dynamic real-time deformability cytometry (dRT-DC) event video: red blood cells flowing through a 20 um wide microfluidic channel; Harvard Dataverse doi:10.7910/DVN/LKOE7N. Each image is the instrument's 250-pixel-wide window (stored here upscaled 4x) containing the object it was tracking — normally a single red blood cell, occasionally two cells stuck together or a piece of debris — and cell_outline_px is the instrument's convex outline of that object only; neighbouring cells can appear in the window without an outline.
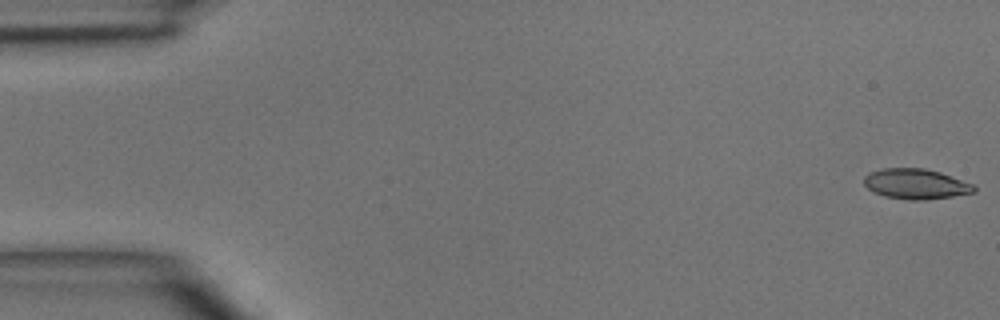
{"species": "common noctule bat (a hibernating species)", "species_latin": "Nyctalus noctula", "temperature_condition": "room temperature", "stored_images_in_passage": 4, "camera_frame_rate_fps": 3000, "um_per_image_px": 0.085, "animal": {"sex": "male", "body_mass_g": 15.6}, "frame": {"image": 1, "passage_image": 1, "time_ms": 0.0, "image_size_px": [1000, 320], "cell_outline_px": [[976, 192], [952, 196], [924, 200], [908, 200], [884, 196], [868, 188], [864, 184], [864, 176], [868, 172], [884, 168], [924, 168], [940, 172], [972, 184], [976, 188]], "centroid_in_image_um": [77.83, 15.63], "position_along_channel_um": 7.2, "area_um2": 19.31}}
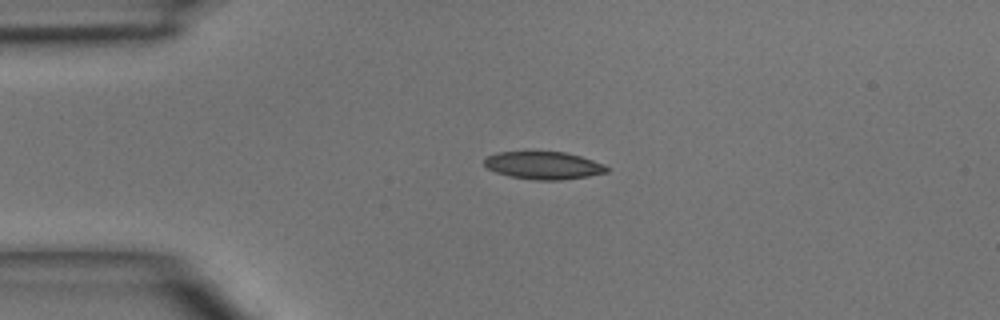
{"frame": {"image": 2, "passage_image": 3, "time_ms": 3.333, "image_size_px": [1000, 320], "cell_outline_px": [[608, 172], [588, 176], [560, 180], [536, 180], [508, 176], [496, 172], [488, 168], [484, 164], [484, 160], [488, 156], [496, 152], [564, 152], [580, 156], [604, 164], [608, 168]], "centroid_in_image_um": [46.2, 14.06], "position_along_channel_um": 38.8, "area_um2": 19.59}}